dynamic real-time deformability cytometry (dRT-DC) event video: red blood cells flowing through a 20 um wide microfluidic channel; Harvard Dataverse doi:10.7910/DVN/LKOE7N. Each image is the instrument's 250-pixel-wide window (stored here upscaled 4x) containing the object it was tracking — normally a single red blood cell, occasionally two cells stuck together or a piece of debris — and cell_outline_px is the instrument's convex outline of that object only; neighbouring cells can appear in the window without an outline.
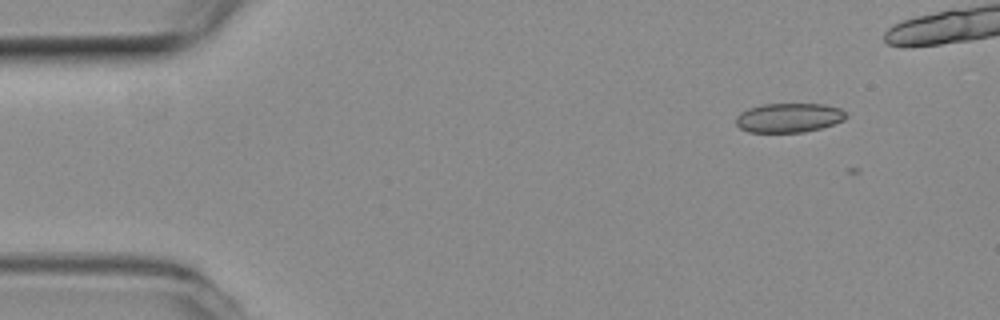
{"species": "common noctule bat (a hibernating species)", "species_latin": "Nyctalus noctula", "temperature_condition": "room temperature", "stored_images_in_passage": 5, "camera_frame_rate_fps": 3000, "um_per_image_px": 0.085, "animal": {"sex": "female", "body_mass_g": 19.3, "forearm_length_mm": 54.1}, "frame": {"image": 1, "passage_image": 2, "time_ms": 0.333, "image_size_px": [1000, 320], "cell_outline_px": [[848, 116], [844, 120], [820, 128], [804, 132], [748, 132], [740, 128], [736, 124], [736, 116], [740, 112], [748, 108], [764, 104], [824, 104], [840, 108]], "centroid_in_image_um": [67.03, 10.0], "position_along_channel_um": 18.0, "area_um2": 18.79}}